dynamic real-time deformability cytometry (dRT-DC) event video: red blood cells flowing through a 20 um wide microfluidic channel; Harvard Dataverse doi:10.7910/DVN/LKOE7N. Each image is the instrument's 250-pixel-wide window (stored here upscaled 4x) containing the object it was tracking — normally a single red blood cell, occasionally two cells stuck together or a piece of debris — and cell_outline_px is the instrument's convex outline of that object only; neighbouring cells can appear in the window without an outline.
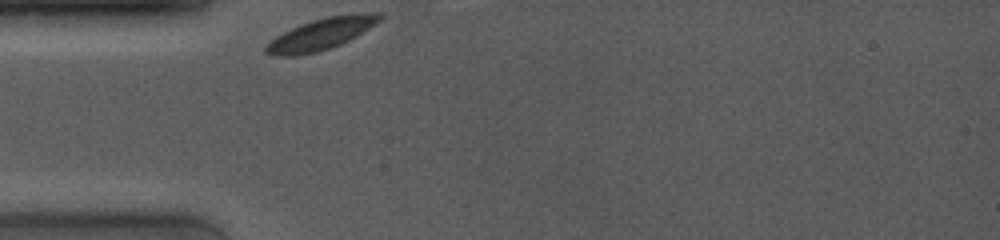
{"species": "common noctule bat (a hibernating species)", "species_latin": "Nyctalus noctula", "temperature_condition": "room temperature", "stored_images_in_passage": 6, "camera_frame_rate_fps": 4000, "um_per_image_px": 0.085, "animal": {"sex": "female", "body_mass_g": 19.0, "forearm_length_mm": 53.3}, "frame": {"image": 1, "passage_image": 1, "time_ms": 0.0, "image_size_px": [1000, 240], "cell_outline_px": [[384, 16], [380, 20], [356, 36], [340, 44], [316, 52], [292, 56], [272, 56], [264, 52], [264, 48], [276, 36], [300, 24], [312, 20], [328, 16], [364, 12], [380, 12]], "centroid_in_image_um": [27.3, 2.88], "position_along_channel_um": 57.7, "area_um2": 20.63}}